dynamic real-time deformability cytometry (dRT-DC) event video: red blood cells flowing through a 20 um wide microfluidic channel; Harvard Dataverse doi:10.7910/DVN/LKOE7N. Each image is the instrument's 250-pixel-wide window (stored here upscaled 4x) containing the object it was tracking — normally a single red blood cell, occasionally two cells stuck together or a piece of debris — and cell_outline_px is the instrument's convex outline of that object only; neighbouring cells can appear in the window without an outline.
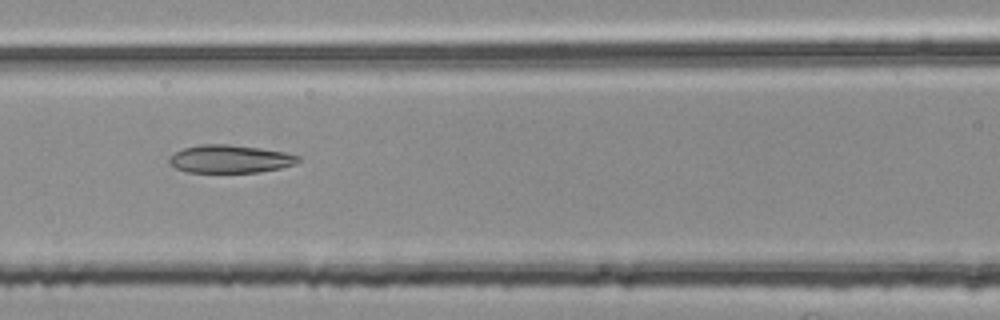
{"species": "common noctule bat (a hibernating species)", "species_latin": "Nyctalus noctula", "temperature_condition": "room temperature", "stored_images_in_passage": 41, "camera_frame_rate_fps": 3000, "um_per_image_px": 0.085, "animal": {"sex": "female", "body_mass_g": 25.1}, "frame": {"image": 1, "passage_image": 11, "time_ms": 3.333, "image_size_px": [1000, 320], "cell_outline_px": [[300, 160], [296, 164], [280, 168], [256, 172], [188, 172], [176, 168], [168, 160], [176, 152], [184, 148], [200, 144], [228, 144], [260, 148], [284, 152], [300, 156]], "centroid_in_image_um": [19.59, 13.51], "position_along_channel_um": 147.0, "area_um2": 20.81}}
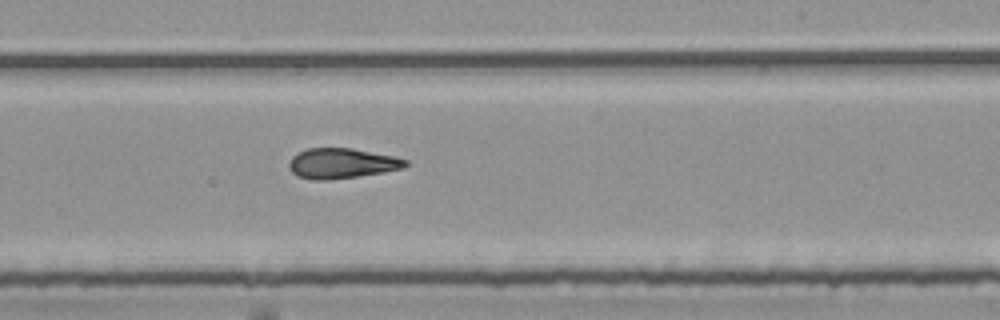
{"frame": {"image": 2, "passage_image": 20, "time_ms": 6.333, "image_size_px": [1000, 320], "cell_outline_px": [[408, 164], [404, 168], [384, 172], [328, 180], [312, 180], [296, 176], [288, 168], [288, 164], [292, 156], [296, 152], [308, 148], [352, 148], [396, 156], [408, 160]], "centroid_in_image_um": [29.03, 13.88], "position_along_channel_um": 260.0, "area_um2": 20.75}}
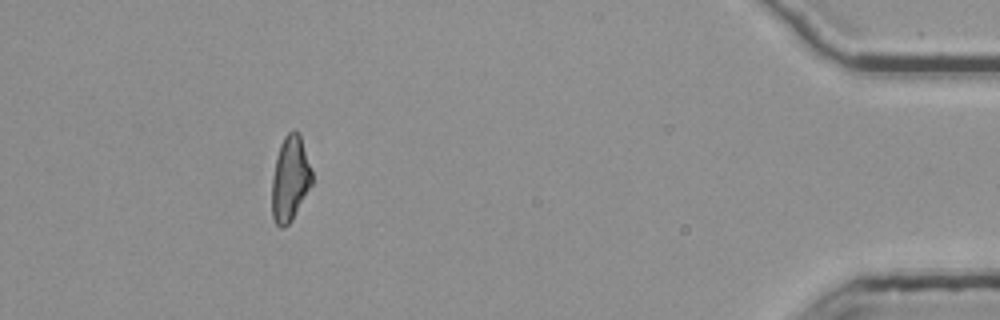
{"frame": {"image": 3, "passage_image": 37, "time_ms": 12.0, "image_size_px": [1000, 320], "cell_outline_px": [[312, 184], [292, 220], [284, 228], [280, 228], [276, 224], [272, 216], [272, 176], [276, 156], [280, 144], [284, 136], [292, 128], [296, 128], [300, 132], [312, 172]], "centroid_in_image_um": [24.65, 15.15], "position_along_channel_um": 410.5, "area_um2": 20.17}, "authors_computed_cell_mechanics": {"area_um2": 20.4034, "velocity_mm_per_s": 3.7767, "shape_relaxation_time_tau1_ms": null, "shape_relaxation_time_tau2_ms": 3.8256, "deformation_change_tau1": null, "deformation_change_tau2": 0.1362}}